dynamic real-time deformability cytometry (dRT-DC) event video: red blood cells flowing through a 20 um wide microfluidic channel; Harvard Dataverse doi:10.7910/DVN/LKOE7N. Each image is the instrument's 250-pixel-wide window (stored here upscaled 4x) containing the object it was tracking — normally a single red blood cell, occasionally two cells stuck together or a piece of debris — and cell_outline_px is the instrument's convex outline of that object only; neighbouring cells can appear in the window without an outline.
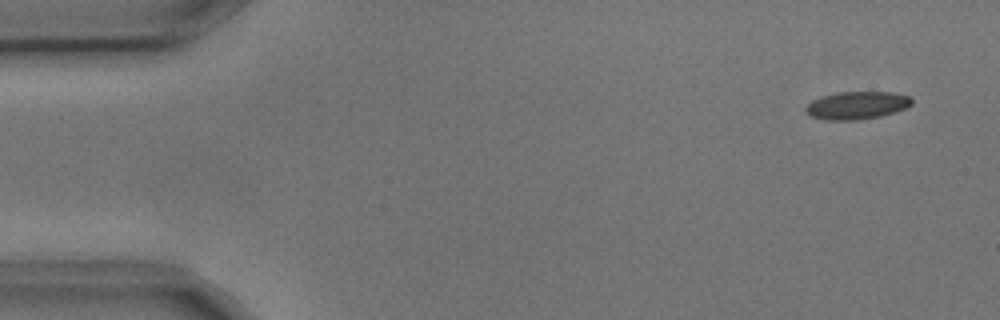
{"species": "common noctule bat (a hibernating species)", "species_latin": "Nyctalus noctula", "temperature_condition": "cold", "stored_images_in_passage": 9, "camera_frame_rate_fps": 3000, "um_per_image_px": 0.085, "animal": {"sex": "male", "body_mass_g": 17.9, "forearm_length_mm": 54.2}, "frame": {"image": 1, "passage_image": 1, "time_ms": 0.0, "image_size_px": [1000, 320], "cell_outline_px": [[912, 104], [904, 108], [880, 116], [856, 120], [824, 120], [812, 116], [804, 108], [812, 100], [820, 96], [836, 92], [892, 92], [912, 96]], "centroid_in_image_um": [72.83, 8.94], "position_along_channel_um": 12.2, "area_um2": 17.11}}
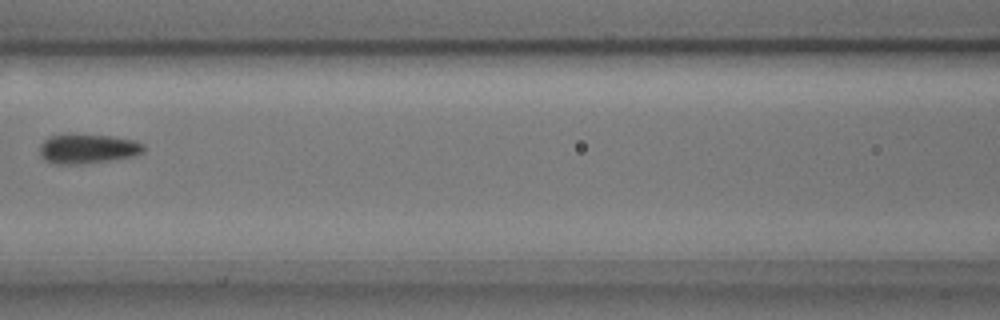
{"frame": {"image": 2, "passage_image": 6, "time_ms": 1.667, "image_size_px": [1000, 320], "cell_outline_px": [[144, 152], [136, 156], [80, 164], [56, 164], [44, 160], [40, 156], [40, 144], [48, 136], [64, 132], [72, 132], [112, 136], [136, 140], [144, 144]], "centroid_in_image_um": [7.42, 12.6], "position_along_channel_um": 159.2, "area_um2": 18.61}}
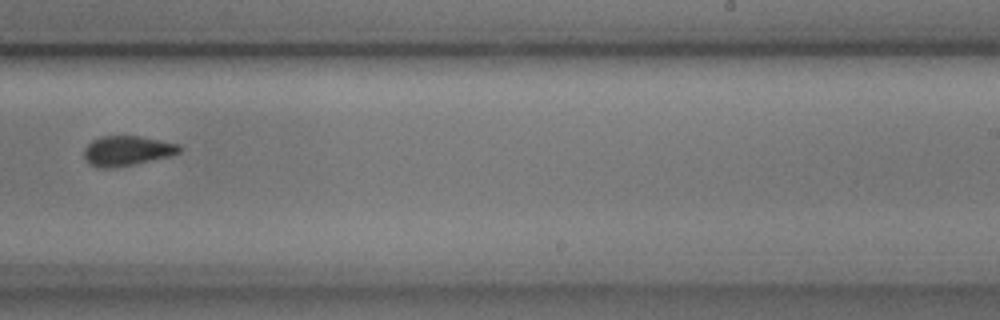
{"frame": {"image": 3, "passage_image": 9, "time_ms": 2.667, "image_size_px": [1000, 320], "cell_outline_px": [[184, 148], [180, 152], [172, 156], [136, 164], [112, 168], [96, 168], [88, 164], [84, 160], [84, 148], [92, 140], [100, 136], [140, 136], [180, 144]], "centroid_in_image_um": [10.81, 12.83], "position_along_channel_um": 278.2, "area_um2": 17.05}}